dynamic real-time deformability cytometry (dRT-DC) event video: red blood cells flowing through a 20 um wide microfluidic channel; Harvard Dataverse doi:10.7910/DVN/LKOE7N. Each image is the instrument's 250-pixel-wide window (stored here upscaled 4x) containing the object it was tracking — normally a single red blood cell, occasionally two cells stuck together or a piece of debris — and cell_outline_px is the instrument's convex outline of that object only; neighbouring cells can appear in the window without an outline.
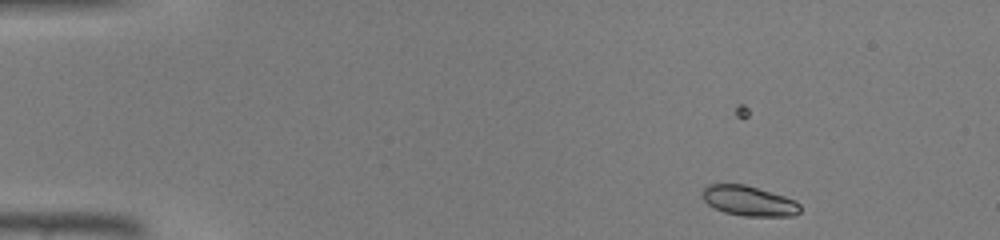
{"species": "common noctule bat (a hibernating species)", "species_latin": "Nyctalus noctula", "temperature_condition": "warm", "stored_images_in_passage": 42, "camera_frame_rate_fps": 3000, "um_per_image_px": 0.085, "animal": {"sex": "male", "body_mass_g": 19.0, "forearm_length_mm": 50.8}, "frame": {"image": 1, "passage_image": 2, "time_ms": 0.333, "image_size_px": [1000, 240], "cell_outline_px": [[800, 212], [792, 216], [744, 216], [724, 212], [708, 204], [704, 200], [704, 188], [708, 184], [744, 184], [784, 196], [796, 200], [800, 204]], "centroid_in_image_um": [63.69, 17.08], "position_along_channel_um": 21.3, "area_um2": 16.94}}
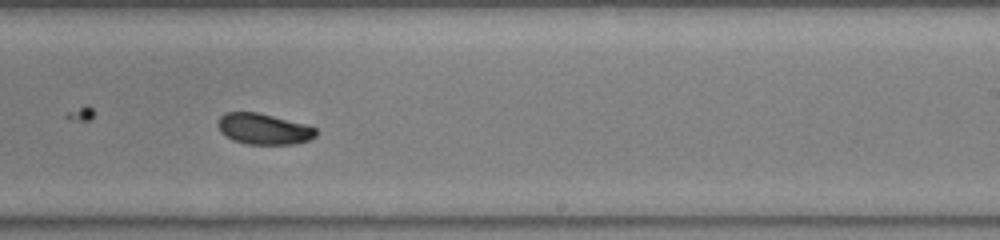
{"frame": {"image": 2, "passage_image": 25, "time_ms": 8.0, "image_size_px": [1000, 240], "cell_outline_px": [[316, 136], [308, 140], [292, 144], [248, 144], [232, 140], [220, 132], [216, 124], [220, 116], [224, 112], [256, 112], [304, 124], [316, 128]], "centroid_in_image_um": [22.35, 10.96], "position_along_channel_um": 266.6, "area_um2": 17.57}}
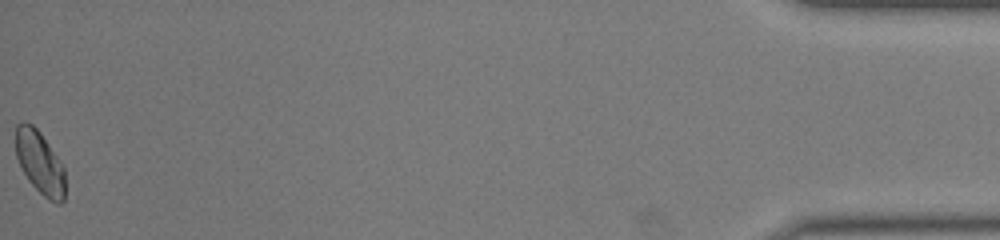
{"frame": {"image": 3, "passage_image": 42, "time_ms": 13.667, "image_size_px": [1000, 240], "cell_outline_px": [[64, 200], [60, 204], [56, 204], [44, 196], [28, 180], [16, 156], [16, 124], [24, 120], [32, 124], [40, 132], [64, 168]], "centroid_in_image_um": [3.37, 13.81], "position_along_channel_um": 431.8, "area_um2": 17.86}}